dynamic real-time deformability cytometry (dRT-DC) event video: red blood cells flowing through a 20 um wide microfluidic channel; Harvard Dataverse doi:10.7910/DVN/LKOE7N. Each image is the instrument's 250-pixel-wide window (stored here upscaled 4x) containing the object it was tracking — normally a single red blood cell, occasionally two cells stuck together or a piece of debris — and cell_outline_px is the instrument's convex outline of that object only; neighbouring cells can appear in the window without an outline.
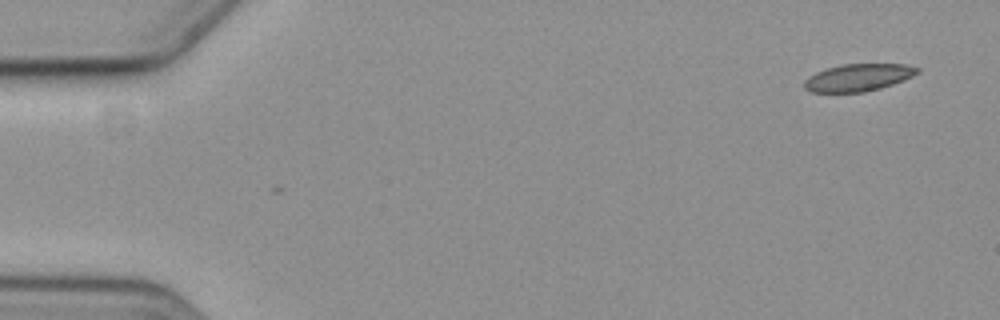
{"species": "common noctule bat (a hibernating species)", "species_latin": "Nyctalus noctula", "temperature_condition": "cold", "stored_images_in_passage": 3, "camera_frame_rate_fps": 3000, "um_per_image_px": 0.085, "animal": {"sex": "female", "body_mass_g": 19.3, "forearm_length_mm": 54.1}, "frame": {"image": 1, "passage_image": 1, "time_ms": 0.0, "image_size_px": [1000, 320], "cell_outline_px": [[920, 72], [904, 80], [880, 88], [864, 92], [808, 92], [804, 88], [804, 80], [808, 76], [816, 72], [840, 64], [904, 64], [920, 68]], "centroid_in_image_um": [72.93, 6.59], "position_along_channel_um": 12.1, "area_um2": 18.03}}